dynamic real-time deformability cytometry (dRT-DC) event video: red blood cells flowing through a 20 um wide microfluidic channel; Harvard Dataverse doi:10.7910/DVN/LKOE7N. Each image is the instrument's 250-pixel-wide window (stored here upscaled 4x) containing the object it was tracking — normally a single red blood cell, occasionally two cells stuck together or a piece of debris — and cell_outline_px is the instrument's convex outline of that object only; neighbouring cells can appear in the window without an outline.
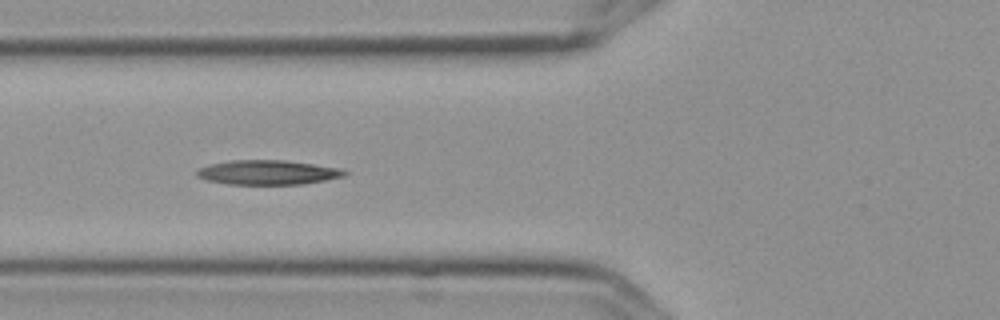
{"species": "Egyptian fruit bat (a non-hibernating species)", "species_latin": "Rousettus aegyptiacus", "temperature_condition": "cold", "stored_images_in_passage": 7, "camera_frame_rate_fps": 3000, "um_per_image_px": 0.085, "frame": {"image": 1, "passage_image": 6, "time_ms": 1.667, "image_size_px": [1000, 320], "cell_outline_px": [[348, 172], [344, 176], [324, 180], [300, 184], [228, 184], [204, 180], [196, 176], [196, 168], [212, 164], [232, 160], [284, 160], [340, 168]], "centroid_in_image_um": [22.7, 14.65], "position_along_channel_um": 103.1, "area_um2": 20.98}}
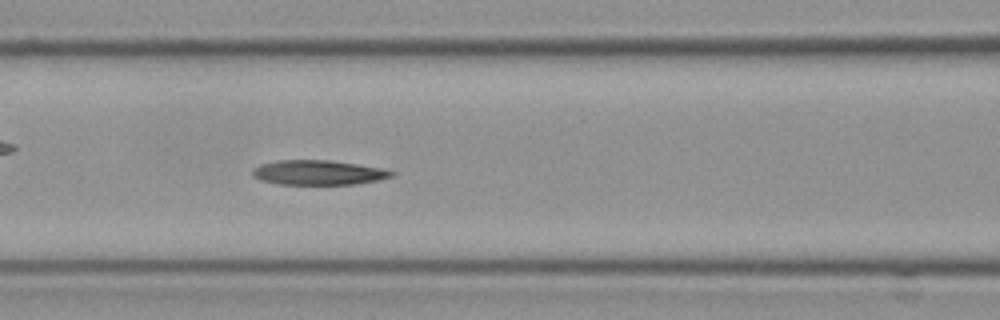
{"frame": {"image": 2, "passage_image": 7, "time_ms": 2.0, "image_size_px": [1000, 320], "cell_outline_px": [[396, 172], [392, 176], [376, 180], [356, 184], [276, 184], [260, 180], [252, 176], [252, 168], [260, 164], [276, 160], [328, 160], [384, 168]], "centroid_in_image_um": [27.01, 14.66], "position_along_channel_um": 139.6, "area_um2": 20.06}}